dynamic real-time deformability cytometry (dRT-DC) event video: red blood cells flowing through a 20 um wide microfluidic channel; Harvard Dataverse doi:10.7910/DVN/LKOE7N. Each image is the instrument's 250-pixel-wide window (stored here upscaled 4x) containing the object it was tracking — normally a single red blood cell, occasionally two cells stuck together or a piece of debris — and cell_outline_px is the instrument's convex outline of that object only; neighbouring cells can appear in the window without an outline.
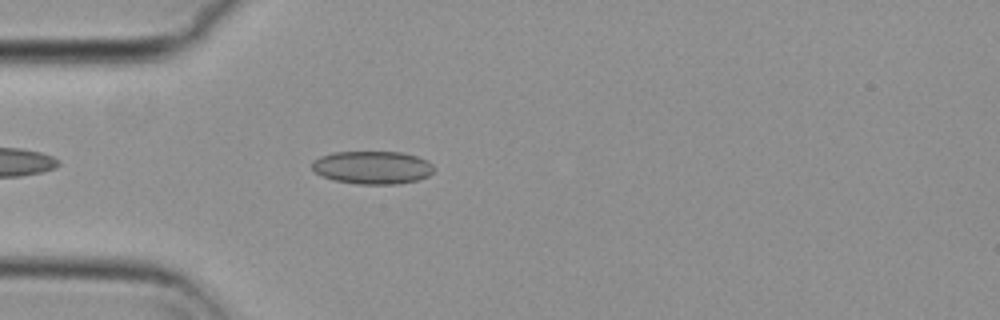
{"species": "common noctule bat (a hibernating species)", "species_latin": "Nyctalus noctula", "temperature_condition": "cold", "stored_images_in_passage": 44, "camera_frame_rate_fps": 3000, "um_per_image_px": 0.085, "animal": {"sex": "female", "body_mass_g": 29.2, "forearm_length_mm": 56.3}, "frame": {"image": 1, "passage_image": 5, "time_ms": 1.333, "image_size_px": [1000, 320], "cell_outline_px": [[432, 172], [428, 176], [416, 180], [396, 184], [356, 184], [336, 180], [324, 176], [316, 172], [312, 168], [312, 160], [320, 156], [332, 152], [400, 152], [416, 156], [428, 160], [432, 164]], "centroid_in_image_um": [31.64, 14.23], "position_along_channel_um": 53.4, "area_um2": 23.29}}
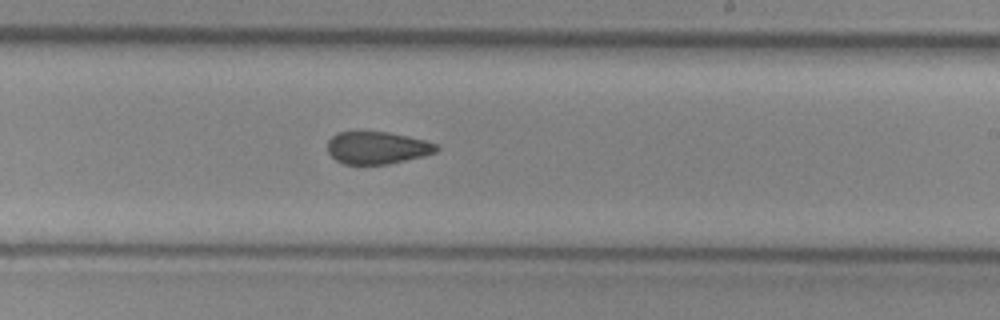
{"frame": {"image": 2, "passage_image": 22, "time_ms": 7.0, "image_size_px": [1000, 320], "cell_outline_px": [[440, 148], [436, 152], [424, 156], [388, 164], [344, 164], [336, 160], [328, 152], [328, 140], [336, 132], [388, 132], [408, 136], [424, 140], [436, 144]], "centroid_in_image_um": [32.06, 12.56], "position_along_channel_um": 256.9, "area_um2": 20.52}}
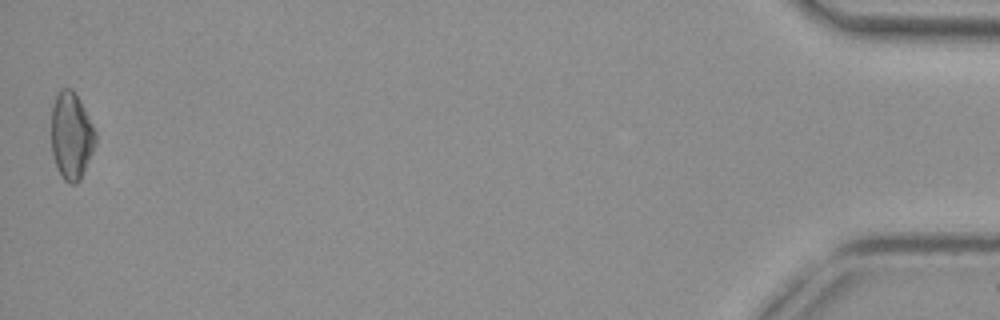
{"frame": {"image": 3, "passage_image": 44, "time_ms": 14.333, "image_size_px": [1000, 320], "cell_outline_px": [[96, 144], [80, 180], [76, 184], [68, 184], [64, 180], [56, 164], [52, 152], [52, 108], [56, 92], [60, 88], [72, 88], [80, 100], [96, 132]], "centroid_in_image_um": [6.07, 11.52], "position_along_channel_um": 429.1, "area_um2": 22.43}, "authors_computed_cell_mechanics": {"area_um2": 21.7906, "velocity_mm_per_s": 3.7245, "shape_relaxation_time_tau1_ms": null, "shape_relaxation_time_tau2_ms": 4.2323, "deformation_change_tau1": null, "deformation_change_tau2": 0.0983}}